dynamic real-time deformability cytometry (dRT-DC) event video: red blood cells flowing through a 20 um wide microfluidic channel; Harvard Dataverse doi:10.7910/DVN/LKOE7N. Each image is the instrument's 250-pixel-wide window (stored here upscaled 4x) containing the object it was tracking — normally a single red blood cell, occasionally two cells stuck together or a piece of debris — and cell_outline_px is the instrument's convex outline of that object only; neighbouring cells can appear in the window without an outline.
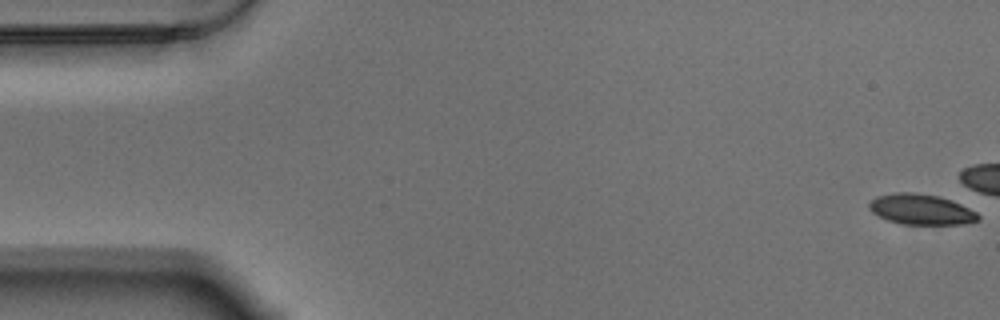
{"species": "Egyptian fruit bat (a non-hibernating species)", "species_latin": "Rousettus aegyptiacus", "temperature_condition": "warm", "stored_images_in_passage": 6, "camera_frame_rate_fps": 3000, "um_per_image_px": 0.085, "animal": {"sex": "male"}, "frame": {"image": 1, "passage_image": 1, "time_ms": 0.0, "image_size_px": [1000, 320], "cell_outline_px": [[980, 220], [964, 224], [904, 224], [888, 220], [872, 212], [868, 208], [868, 204], [876, 196], [892, 192], [916, 192], [940, 196], [952, 200], [976, 212], [980, 216]], "centroid_in_image_um": [78.29, 17.78], "position_along_channel_um": 6.7, "area_um2": 19.48}}